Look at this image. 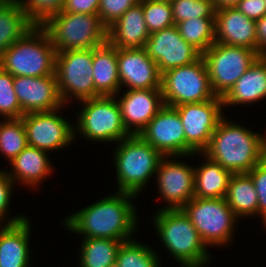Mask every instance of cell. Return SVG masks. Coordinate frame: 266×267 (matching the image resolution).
Instances as JSON below:
<instances>
[{"instance_id": "cell-44", "label": "cell", "mask_w": 266, "mask_h": 267, "mask_svg": "<svg viewBox=\"0 0 266 267\" xmlns=\"http://www.w3.org/2000/svg\"><path fill=\"white\" fill-rule=\"evenodd\" d=\"M137 3H141V2H144V1H147V0H135Z\"/></svg>"}, {"instance_id": "cell-37", "label": "cell", "mask_w": 266, "mask_h": 267, "mask_svg": "<svg viewBox=\"0 0 266 267\" xmlns=\"http://www.w3.org/2000/svg\"><path fill=\"white\" fill-rule=\"evenodd\" d=\"M136 3L135 0H101L98 9L99 18L108 28Z\"/></svg>"}, {"instance_id": "cell-20", "label": "cell", "mask_w": 266, "mask_h": 267, "mask_svg": "<svg viewBox=\"0 0 266 267\" xmlns=\"http://www.w3.org/2000/svg\"><path fill=\"white\" fill-rule=\"evenodd\" d=\"M28 217H11L0 225V267H28L31 225Z\"/></svg>"}, {"instance_id": "cell-40", "label": "cell", "mask_w": 266, "mask_h": 267, "mask_svg": "<svg viewBox=\"0 0 266 267\" xmlns=\"http://www.w3.org/2000/svg\"><path fill=\"white\" fill-rule=\"evenodd\" d=\"M235 7L246 17L254 21L266 15L265 0H240Z\"/></svg>"}, {"instance_id": "cell-3", "label": "cell", "mask_w": 266, "mask_h": 267, "mask_svg": "<svg viewBox=\"0 0 266 267\" xmlns=\"http://www.w3.org/2000/svg\"><path fill=\"white\" fill-rule=\"evenodd\" d=\"M153 223L162 244L182 267H204L210 263L207 246L182 209L160 208Z\"/></svg>"}, {"instance_id": "cell-6", "label": "cell", "mask_w": 266, "mask_h": 267, "mask_svg": "<svg viewBox=\"0 0 266 267\" xmlns=\"http://www.w3.org/2000/svg\"><path fill=\"white\" fill-rule=\"evenodd\" d=\"M56 52L93 49L107 42V27L98 14L61 12L42 26Z\"/></svg>"}, {"instance_id": "cell-28", "label": "cell", "mask_w": 266, "mask_h": 267, "mask_svg": "<svg viewBox=\"0 0 266 267\" xmlns=\"http://www.w3.org/2000/svg\"><path fill=\"white\" fill-rule=\"evenodd\" d=\"M236 217L258 215V197L248 173L232 174L225 196Z\"/></svg>"}, {"instance_id": "cell-35", "label": "cell", "mask_w": 266, "mask_h": 267, "mask_svg": "<svg viewBox=\"0 0 266 267\" xmlns=\"http://www.w3.org/2000/svg\"><path fill=\"white\" fill-rule=\"evenodd\" d=\"M170 5L175 25L190 18L215 17L213 0H173Z\"/></svg>"}, {"instance_id": "cell-32", "label": "cell", "mask_w": 266, "mask_h": 267, "mask_svg": "<svg viewBox=\"0 0 266 267\" xmlns=\"http://www.w3.org/2000/svg\"><path fill=\"white\" fill-rule=\"evenodd\" d=\"M27 136L22 118L0 122V153L12 161L26 146Z\"/></svg>"}, {"instance_id": "cell-31", "label": "cell", "mask_w": 266, "mask_h": 267, "mask_svg": "<svg viewBox=\"0 0 266 267\" xmlns=\"http://www.w3.org/2000/svg\"><path fill=\"white\" fill-rule=\"evenodd\" d=\"M157 253L135 239L123 242L114 267H161Z\"/></svg>"}, {"instance_id": "cell-21", "label": "cell", "mask_w": 266, "mask_h": 267, "mask_svg": "<svg viewBox=\"0 0 266 267\" xmlns=\"http://www.w3.org/2000/svg\"><path fill=\"white\" fill-rule=\"evenodd\" d=\"M215 42L257 51L256 22L236 7L215 11Z\"/></svg>"}, {"instance_id": "cell-27", "label": "cell", "mask_w": 266, "mask_h": 267, "mask_svg": "<svg viewBox=\"0 0 266 267\" xmlns=\"http://www.w3.org/2000/svg\"><path fill=\"white\" fill-rule=\"evenodd\" d=\"M33 27L18 0H0V56Z\"/></svg>"}, {"instance_id": "cell-2", "label": "cell", "mask_w": 266, "mask_h": 267, "mask_svg": "<svg viewBox=\"0 0 266 267\" xmlns=\"http://www.w3.org/2000/svg\"><path fill=\"white\" fill-rule=\"evenodd\" d=\"M223 116L202 152L232 174L248 173L266 157V136Z\"/></svg>"}, {"instance_id": "cell-15", "label": "cell", "mask_w": 266, "mask_h": 267, "mask_svg": "<svg viewBox=\"0 0 266 267\" xmlns=\"http://www.w3.org/2000/svg\"><path fill=\"white\" fill-rule=\"evenodd\" d=\"M139 135L163 156H186V136L175 107L164 105Z\"/></svg>"}, {"instance_id": "cell-10", "label": "cell", "mask_w": 266, "mask_h": 267, "mask_svg": "<svg viewBox=\"0 0 266 267\" xmlns=\"http://www.w3.org/2000/svg\"><path fill=\"white\" fill-rule=\"evenodd\" d=\"M55 75L63 104L101 96L94 89L93 49L67 50L56 54Z\"/></svg>"}, {"instance_id": "cell-12", "label": "cell", "mask_w": 266, "mask_h": 267, "mask_svg": "<svg viewBox=\"0 0 266 267\" xmlns=\"http://www.w3.org/2000/svg\"><path fill=\"white\" fill-rule=\"evenodd\" d=\"M175 108L186 136V156L199 155L209 145L211 136L224 115L222 97L217 96L200 103H185Z\"/></svg>"}, {"instance_id": "cell-38", "label": "cell", "mask_w": 266, "mask_h": 267, "mask_svg": "<svg viewBox=\"0 0 266 267\" xmlns=\"http://www.w3.org/2000/svg\"><path fill=\"white\" fill-rule=\"evenodd\" d=\"M248 174L251 176L258 197V215L266 228V157ZM261 215V216H260Z\"/></svg>"}, {"instance_id": "cell-17", "label": "cell", "mask_w": 266, "mask_h": 267, "mask_svg": "<svg viewBox=\"0 0 266 267\" xmlns=\"http://www.w3.org/2000/svg\"><path fill=\"white\" fill-rule=\"evenodd\" d=\"M118 76L121 88L161 89V74L157 63L144 48H117Z\"/></svg>"}, {"instance_id": "cell-41", "label": "cell", "mask_w": 266, "mask_h": 267, "mask_svg": "<svg viewBox=\"0 0 266 267\" xmlns=\"http://www.w3.org/2000/svg\"><path fill=\"white\" fill-rule=\"evenodd\" d=\"M101 0H66L62 12L98 14Z\"/></svg>"}, {"instance_id": "cell-5", "label": "cell", "mask_w": 266, "mask_h": 267, "mask_svg": "<svg viewBox=\"0 0 266 267\" xmlns=\"http://www.w3.org/2000/svg\"><path fill=\"white\" fill-rule=\"evenodd\" d=\"M116 147L113 158L118 192L137 196L155 175L164 156L140 135H130Z\"/></svg>"}, {"instance_id": "cell-33", "label": "cell", "mask_w": 266, "mask_h": 267, "mask_svg": "<svg viewBox=\"0 0 266 267\" xmlns=\"http://www.w3.org/2000/svg\"><path fill=\"white\" fill-rule=\"evenodd\" d=\"M26 18L34 26H43L52 16L61 13L66 0H18Z\"/></svg>"}, {"instance_id": "cell-13", "label": "cell", "mask_w": 266, "mask_h": 267, "mask_svg": "<svg viewBox=\"0 0 266 267\" xmlns=\"http://www.w3.org/2000/svg\"><path fill=\"white\" fill-rule=\"evenodd\" d=\"M61 109L31 112L21 117L29 146L49 153L62 149L74 141V127L67 119L57 114Z\"/></svg>"}, {"instance_id": "cell-7", "label": "cell", "mask_w": 266, "mask_h": 267, "mask_svg": "<svg viewBox=\"0 0 266 267\" xmlns=\"http://www.w3.org/2000/svg\"><path fill=\"white\" fill-rule=\"evenodd\" d=\"M181 209L207 247L226 245L233 238L238 218L225 198L193 197Z\"/></svg>"}, {"instance_id": "cell-23", "label": "cell", "mask_w": 266, "mask_h": 267, "mask_svg": "<svg viewBox=\"0 0 266 267\" xmlns=\"http://www.w3.org/2000/svg\"><path fill=\"white\" fill-rule=\"evenodd\" d=\"M12 171H6L8 177L16 184L36 188L42 180L51 175L52 164L47 152L27 145L12 161Z\"/></svg>"}, {"instance_id": "cell-4", "label": "cell", "mask_w": 266, "mask_h": 267, "mask_svg": "<svg viewBox=\"0 0 266 267\" xmlns=\"http://www.w3.org/2000/svg\"><path fill=\"white\" fill-rule=\"evenodd\" d=\"M56 49L46 30L34 26L0 56V68L13 77L55 74Z\"/></svg>"}, {"instance_id": "cell-25", "label": "cell", "mask_w": 266, "mask_h": 267, "mask_svg": "<svg viewBox=\"0 0 266 267\" xmlns=\"http://www.w3.org/2000/svg\"><path fill=\"white\" fill-rule=\"evenodd\" d=\"M94 89L101 96H118L120 79L118 76L117 48L108 41L93 48Z\"/></svg>"}, {"instance_id": "cell-18", "label": "cell", "mask_w": 266, "mask_h": 267, "mask_svg": "<svg viewBox=\"0 0 266 267\" xmlns=\"http://www.w3.org/2000/svg\"><path fill=\"white\" fill-rule=\"evenodd\" d=\"M13 87L24 114L65 107L58 92L56 75L14 77Z\"/></svg>"}, {"instance_id": "cell-14", "label": "cell", "mask_w": 266, "mask_h": 267, "mask_svg": "<svg viewBox=\"0 0 266 267\" xmlns=\"http://www.w3.org/2000/svg\"><path fill=\"white\" fill-rule=\"evenodd\" d=\"M144 49L160 74L197 61L202 53L180 35L176 25L150 34Z\"/></svg>"}, {"instance_id": "cell-8", "label": "cell", "mask_w": 266, "mask_h": 267, "mask_svg": "<svg viewBox=\"0 0 266 267\" xmlns=\"http://www.w3.org/2000/svg\"><path fill=\"white\" fill-rule=\"evenodd\" d=\"M81 103L74 136L77 130L88 140L118 143L131 135L123 124L117 96H98Z\"/></svg>"}, {"instance_id": "cell-42", "label": "cell", "mask_w": 266, "mask_h": 267, "mask_svg": "<svg viewBox=\"0 0 266 267\" xmlns=\"http://www.w3.org/2000/svg\"><path fill=\"white\" fill-rule=\"evenodd\" d=\"M257 52L266 54V15L256 20Z\"/></svg>"}, {"instance_id": "cell-45", "label": "cell", "mask_w": 266, "mask_h": 267, "mask_svg": "<svg viewBox=\"0 0 266 267\" xmlns=\"http://www.w3.org/2000/svg\"><path fill=\"white\" fill-rule=\"evenodd\" d=\"M159 1H168V2H171V1H173V0H159Z\"/></svg>"}, {"instance_id": "cell-34", "label": "cell", "mask_w": 266, "mask_h": 267, "mask_svg": "<svg viewBox=\"0 0 266 267\" xmlns=\"http://www.w3.org/2000/svg\"><path fill=\"white\" fill-rule=\"evenodd\" d=\"M147 29L150 34L161 31L174 24L170 2L147 0L141 2Z\"/></svg>"}, {"instance_id": "cell-19", "label": "cell", "mask_w": 266, "mask_h": 267, "mask_svg": "<svg viewBox=\"0 0 266 267\" xmlns=\"http://www.w3.org/2000/svg\"><path fill=\"white\" fill-rule=\"evenodd\" d=\"M122 95L117 101L123 124L131 135H139L165 105L161 89H132Z\"/></svg>"}, {"instance_id": "cell-1", "label": "cell", "mask_w": 266, "mask_h": 267, "mask_svg": "<svg viewBox=\"0 0 266 267\" xmlns=\"http://www.w3.org/2000/svg\"><path fill=\"white\" fill-rule=\"evenodd\" d=\"M135 197L127 192L110 194L66 217L64 225L85 238L129 241L138 226L136 208L131 202Z\"/></svg>"}, {"instance_id": "cell-29", "label": "cell", "mask_w": 266, "mask_h": 267, "mask_svg": "<svg viewBox=\"0 0 266 267\" xmlns=\"http://www.w3.org/2000/svg\"><path fill=\"white\" fill-rule=\"evenodd\" d=\"M122 240L84 238L81 244L80 267H114Z\"/></svg>"}, {"instance_id": "cell-36", "label": "cell", "mask_w": 266, "mask_h": 267, "mask_svg": "<svg viewBox=\"0 0 266 267\" xmlns=\"http://www.w3.org/2000/svg\"><path fill=\"white\" fill-rule=\"evenodd\" d=\"M13 82L14 77L0 68V115L4 119H17L24 115Z\"/></svg>"}, {"instance_id": "cell-39", "label": "cell", "mask_w": 266, "mask_h": 267, "mask_svg": "<svg viewBox=\"0 0 266 267\" xmlns=\"http://www.w3.org/2000/svg\"><path fill=\"white\" fill-rule=\"evenodd\" d=\"M15 183L8 177L6 170L0 169V225L5 221Z\"/></svg>"}, {"instance_id": "cell-11", "label": "cell", "mask_w": 266, "mask_h": 267, "mask_svg": "<svg viewBox=\"0 0 266 267\" xmlns=\"http://www.w3.org/2000/svg\"><path fill=\"white\" fill-rule=\"evenodd\" d=\"M259 56L256 50L218 42L203 52L202 58L215 95L223 97Z\"/></svg>"}, {"instance_id": "cell-22", "label": "cell", "mask_w": 266, "mask_h": 267, "mask_svg": "<svg viewBox=\"0 0 266 267\" xmlns=\"http://www.w3.org/2000/svg\"><path fill=\"white\" fill-rule=\"evenodd\" d=\"M149 36L141 3L129 8L107 29V41L116 48H144Z\"/></svg>"}, {"instance_id": "cell-9", "label": "cell", "mask_w": 266, "mask_h": 267, "mask_svg": "<svg viewBox=\"0 0 266 267\" xmlns=\"http://www.w3.org/2000/svg\"><path fill=\"white\" fill-rule=\"evenodd\" d=\"M161 92L165 105L176 107L216 98L202 56L195 62L161 74Z\"/></svg>"}, {"instance_id": "cell-26", "label": "cell", "mask_w": 266, "mask_h": 267, "mask_svg": "<svg viewBox=\"0 0 266 267\" xmlns=\"http://www.w3.org/2000/svg\"><path fill=\"white\" fill-rule=\"evenodd\" d=\"M201 155L205 162L194 168V197L225 198L232 173L203 153Z\"/></svg>"}, {"instance_id": "cell-30", "label": "cell", "mask_w": 266, "mask_h": 267, "mask_svg": "<svg viewBox=\"0 0 266 267\" xmlns=\"http://www.w3.org/2000/svg\"><path fill=\"white\" fill-rule=\"evenodd\" d=\"M181 37L201 53L215 43V17H199L178 23Z\"/></svg>"}, {"instance_id": "cell-16", "label": "cell", "mask_w": 266, "mask_h": 267, "mask_svg": "<svg viewBox=\"0 0 266 267\" xmlns=\"http://www.w3.org/2000/svg\"><path fill=\"white\" fill-rule=\"evenodd\" d=\"M164 156L156 171L157 187L168 205L163 209H181L194 197V167Z\"/></svg>"}, {"instance_id": "cell-24", "label": "cell", "mask_w": 266, "mask_h": 267, "mask_svg": "<svg viewBox=\"0 0 266 267\" xmlns=\"http://www.w3.org/2000/svg\"><path fill=\"white\" fill-rule=\"evenodd\" d=\"M266 98V58L260 55L222 97L223 106L257 103Z\"/></svg>"}, {"instance_id": "cell-43", "label": "cell", "mask_w": 266, "mask_h": 267, "mask_svg": "<svg viewBox=\"0 0 266 267\" xmlns=\"http://www.w3.org/2000/svg\"><path fill=\"white\" fill-rule=\"evenodd\" d=\"M240 0H213L215 9L235 7Z\"/></svg>"}]
</instances>
